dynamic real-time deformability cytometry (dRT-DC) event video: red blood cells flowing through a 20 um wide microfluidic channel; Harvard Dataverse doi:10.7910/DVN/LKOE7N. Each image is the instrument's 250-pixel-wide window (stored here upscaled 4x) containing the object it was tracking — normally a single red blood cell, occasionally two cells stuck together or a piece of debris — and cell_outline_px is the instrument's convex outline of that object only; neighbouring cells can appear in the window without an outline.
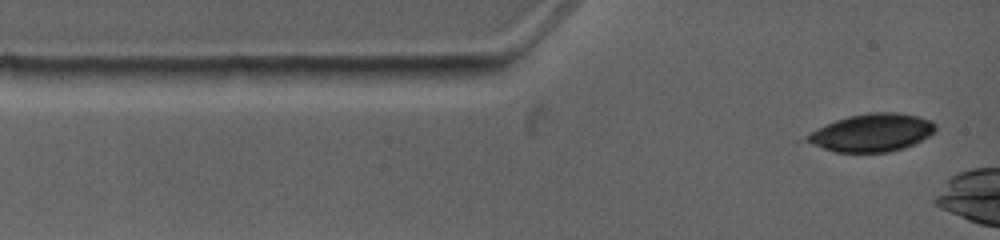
{"species": "common noctule bat (a hibernating species)", "species_latin": "Nyctalus noctula", "temperature_condition": "warm", "stored_images_in_passage": 2, "camera_frame_rate_fps": 4500, "um_per_image_px": 0.085, "animal": {"sex": "female", "body_mass_g": 19.0, "forearm_length_mm": 53.3}, "frame": {"image": 1, "passage_image": 1, "time_ms": 0.0, "image_size_px": [1000, 240], "cell_outline_px": [[936, 132], [904, 148], [888, 152], [836, 152], [796, 140], [816, 128], [836, 120], [848, 116], [868, 112], [896, 112], [916, 116], [932, 120], [936, 124]], "centroid_in_image_um": [74.02, 11.28], "position_along_channel_um": 11.0, "area_um2": 28.73}}